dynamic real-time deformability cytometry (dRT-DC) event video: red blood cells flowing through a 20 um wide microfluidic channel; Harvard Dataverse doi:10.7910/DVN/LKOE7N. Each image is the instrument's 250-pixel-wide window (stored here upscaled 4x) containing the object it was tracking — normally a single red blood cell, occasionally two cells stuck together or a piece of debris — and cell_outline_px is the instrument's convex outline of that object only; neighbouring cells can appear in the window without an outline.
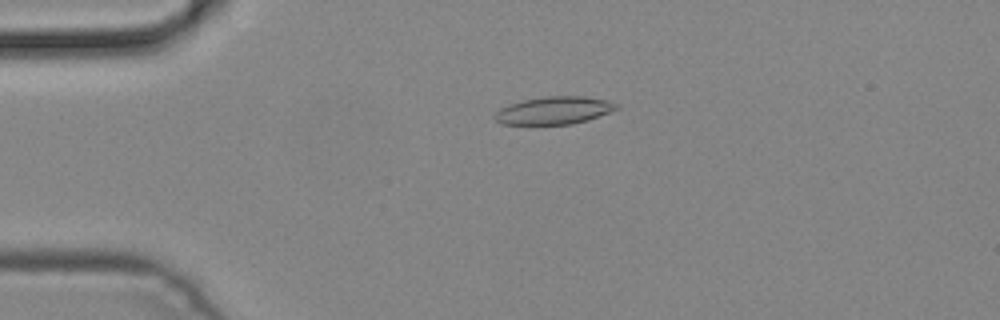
{"species": "common noctule bat (a hibernating species)", "species_latin": "Nyctalus noctula", "temperature_condition": "cold", "stored_images_in_passage": 3, "camera_frame_rate_fps": 3000, "um_per_image_px": 0.085, "animal": {"sex": "male", "body_mass_g": 19.2, "forearm_length_mm": 51.8}, "frame": {"image": 1, "passage_image": 3, "time_ms": 0.667, "image_size_px": [1000, 320], "cell_outline_px": [[620, 108], [588, 120], [572, 124], [500, 124], [492, 116], [500, 108], [508, 104], [524, 100], [544, 96], [584, 96], [608, 100], [620, 104]], "centroid_in_image_um": [47.11, 9.38], "position_along_channel_um": 37.9, "area_um2": 19.77}}